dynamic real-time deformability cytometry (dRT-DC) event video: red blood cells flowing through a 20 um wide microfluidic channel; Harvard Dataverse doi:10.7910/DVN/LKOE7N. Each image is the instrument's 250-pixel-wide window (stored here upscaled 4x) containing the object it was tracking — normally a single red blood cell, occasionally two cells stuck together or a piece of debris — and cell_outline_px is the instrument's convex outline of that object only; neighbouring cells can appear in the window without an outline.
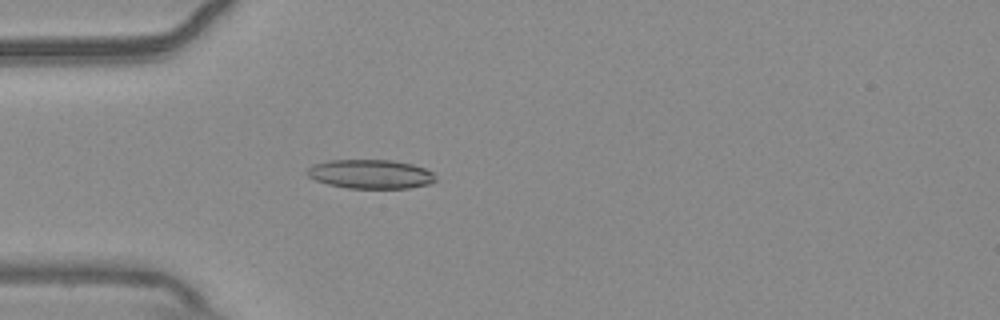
{"species": "common noctule bat (a hibernating species)", "species_latin": "Nyctalus noctula", "temperature_condition": "warm", "stored_images_in_passage": 55, "camera_frame_rate_fps": 3000, "um_per_image_px": 0.085, "animal": {"sex": "male", "body_mass_g": 20.4}, "frame": {"image": 1, "passage_image": 16, "time_ms": 5.0, "image_size_px": [1000, 320], "cell_outline_px": [[436, 180], [428, 184], [408, 188], [348, 188], [328, 184], [316, 180], [308, 176], [304, 172], [312, 164], [328, 160], [392, 160], [412, 164], [424, 168], [432, 172]], "centroid_in_image_um": [31.45, 14.79], "position_along_channel_um": 53.5, "area_um2": 21.73}}
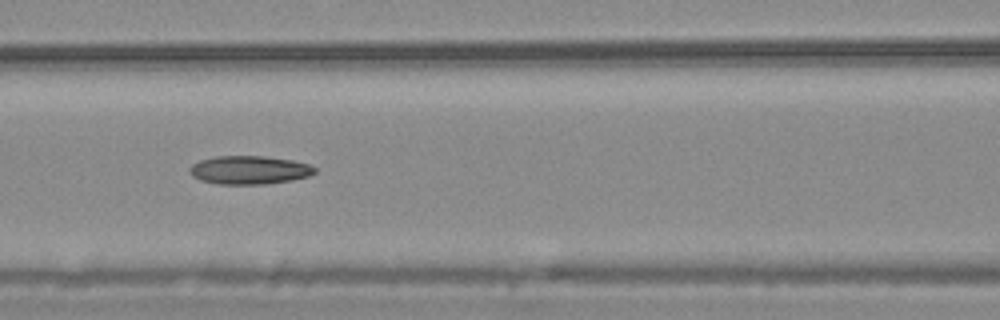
{"frame": {"image": 2, "passage_image": 24, "time_ms": 7.667, "image_size_px": [1000, 320], "cell_outline_px": [[316, 172], [308, 176], [292, 180], [268, 184], [216, 184], [200, 180], [192, 176], [188, 172], [188, 168], [192, 164], [200, 160], [216, 156], [264, 156], [292, 160], [308, 164], [316, 168]], "centroid_in_image_um": [21.16, 14.45], "position_along_channel_um": 145.4, "area_um2": 20.87}}
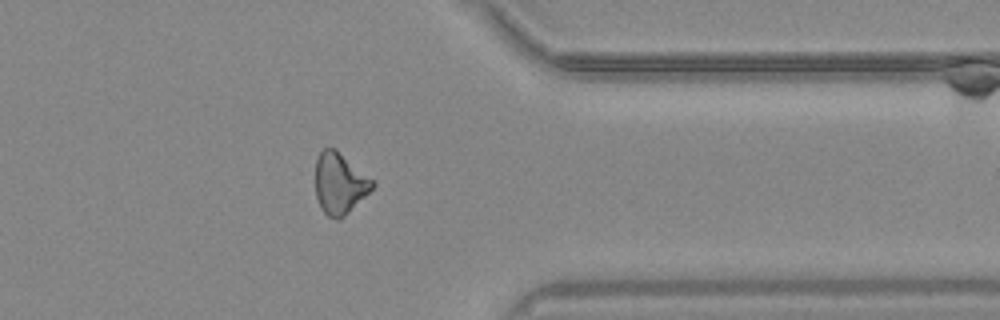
{"frame": {"image": 3, "passage_image": 44, "time_ms": 14.333, "image_size_px": [1000, 320], "cell_outline_px": [[376, 184], [340, 220], [336, 220], [328, 216], [324, 212], [316, 196], [316, 160], [320, 152], [324, 148], [336, 148], [372, 180]], "centroid_in_image_um": [28.84, 15.58], "position_along_channel_um": 382.6, "area_um2": 19.88}}